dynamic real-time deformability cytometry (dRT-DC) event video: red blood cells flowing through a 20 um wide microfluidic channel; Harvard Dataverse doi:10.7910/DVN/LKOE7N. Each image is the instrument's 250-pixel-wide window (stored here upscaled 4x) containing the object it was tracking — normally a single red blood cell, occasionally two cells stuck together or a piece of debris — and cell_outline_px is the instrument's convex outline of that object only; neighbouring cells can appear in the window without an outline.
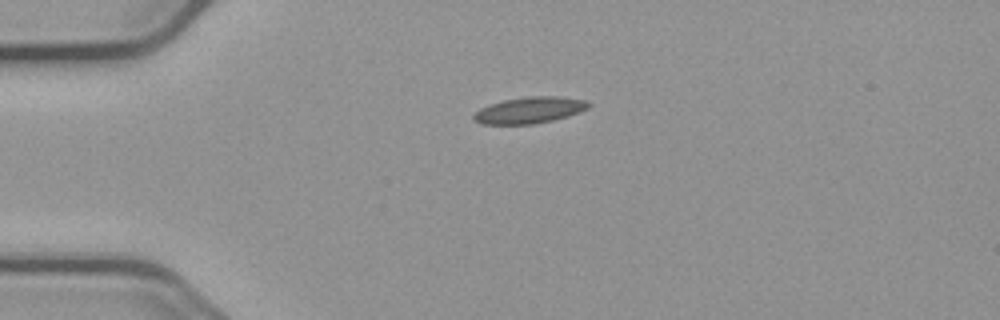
{"species": "common noctule bat (a hibernating species)", "species_latin": "Nyctalus noctula", "temperature_condition": "cold", "stored_images_in_passage": 43, "camera_frame_rate_fps": 3000, "um_per_image_px": 0.085, "animal": {"sex": "male", "body_mass_g": 23.1, "forearm_length_mm": 52.7}, "frame": {"image": 1, "passage_image": 1, "time_ms": 0.0, "image_size_px": [1000, 320], "cell_outline_px": [[592, 104], [588, 108], [568, 116], [552, 120], [532, 124], [480, 124], [472, 116], [480, 108], [504, 100], [528, 96], [556, 96], [584, 100]], "centroid_in_image_um": [45.01, 9.36], "position_along_channel_um": 40.0, "area_um2": 17.4}}
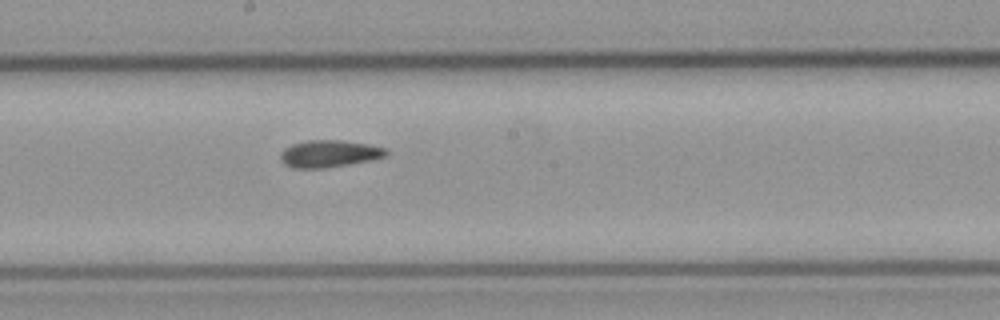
{"frame": {"image": 2, "passage_image": 18, "time_ms": 5.667, "image_size_px": [1000, 320], "cell_outline_px": [[388, 156], [372, 160], [324, 168], [292, 168], [284, 164], [280, 160], [280, 152], [284, 148], [292, 144], [308, 140], [340, 140], [368, 144], [384, 148], [388, 152]], "centroid_in_image_um": [27.96, 13.07], "position_along_channel_um": 220.2, "area_um2": 16.76}}
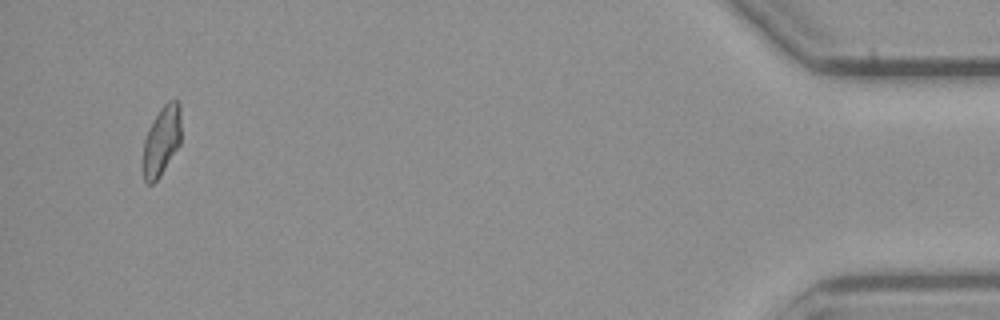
{"frame": {"image": 3, "passage_image": 41, "time_ms": 13.333, "image_size_px": [1000, 320], "cell_outline_px": [[180, 144], [160, 176], [152, 184], [148, 184], [144, 180], [140, 168], [144, 140], [152, 120], [160, 108], [168, 100], [180, 100]], "centroid_in_image_um": [13.69, 11.99], "position_along_channel_um": 421.5, "area_um2": 15.9}, "authors_computed_cell_mechanics": {"area_um2": 16.473, "velocity_mm_per_s": 3.7015, "shape_relaxation_time_tau1_ms": 9.4058, "shape_relaxation_time_tau2_ms": 2.2879, "deformation_change_tau1": 0.1673, "deformation_change_tau2": 0.0635}}